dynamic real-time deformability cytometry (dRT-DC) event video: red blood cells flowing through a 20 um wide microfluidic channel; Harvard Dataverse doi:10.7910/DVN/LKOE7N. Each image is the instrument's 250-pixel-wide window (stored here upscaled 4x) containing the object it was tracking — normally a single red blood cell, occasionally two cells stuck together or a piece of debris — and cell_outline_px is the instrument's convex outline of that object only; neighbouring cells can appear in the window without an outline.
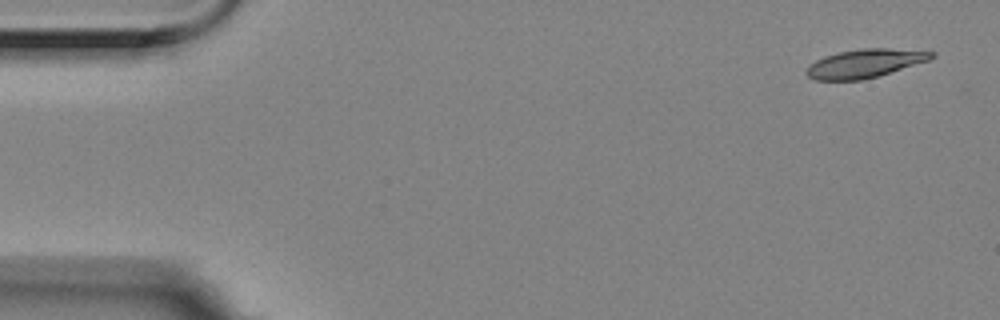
{"species": "Egyptian fruit bat (a non-hibernating species)", "species_latin": "Rousettus aegyptiacus", "temperature_condition": "room temperature", "stored_images_in_passage": 5, "camera_frame_rate_fps": 3000, "um_per_image_px": 0.085, "animal": {"sex": "female"}, "frame": {"image": 1, "passage_image": 1, "time_ms": 0.0, "image_size_px": [1000, 320], "cell_outline_px": [[936, 56], [928, 60], [876, 76], [860, 80], [816, 80], [808, 76], [804, 72], [808, 64], [824, 56], [840, 52], [864, 48], [888, 48], [936, 52]], "centroid_in_image_um": [73.46, 5.38], "position_along_channel_um": 11.5, "area_um2": 20.52}}
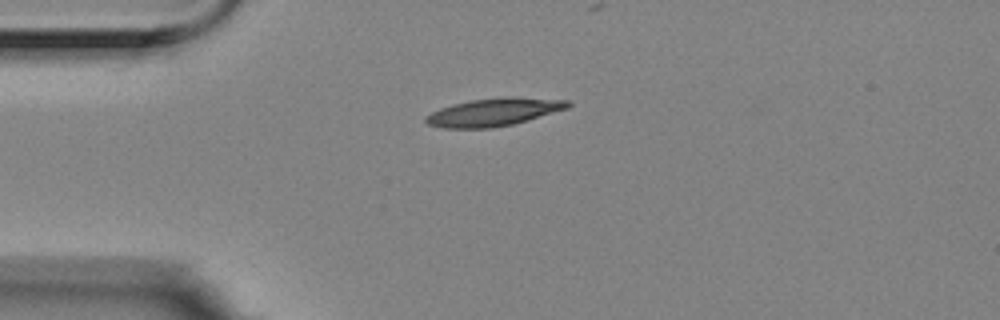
{"frame": {"image": 2, "passage_image": 4, "time_ms": 1.0, "image_size_px": [1000, 320], "cell_outline_px": [[572, 104], [568, 108], [512, 124], [492, 128], [440, 128], [428, 124], [424, 120], [424, 116], [440, 108], [452, 104], [468, 100], [500, 96], [516, 96], [568, 100]], "centroid_in_image_um": [41.94, 9.51], "position_along_channel_um": 43.1, "area_um2": 23.29}}